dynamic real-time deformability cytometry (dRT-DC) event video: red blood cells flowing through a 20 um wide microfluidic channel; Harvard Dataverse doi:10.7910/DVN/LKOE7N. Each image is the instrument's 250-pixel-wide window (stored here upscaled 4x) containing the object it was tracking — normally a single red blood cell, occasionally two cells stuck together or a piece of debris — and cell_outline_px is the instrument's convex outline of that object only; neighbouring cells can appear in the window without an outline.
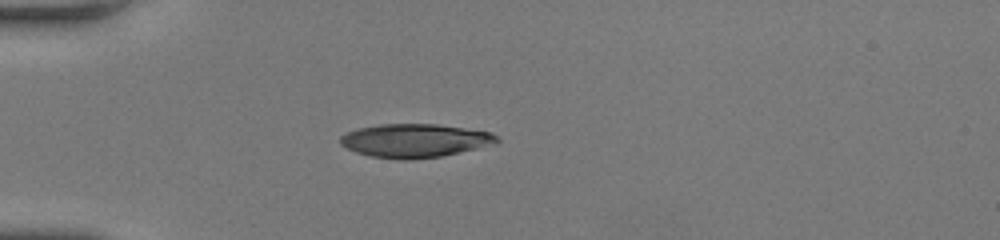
{"species": "human", "species_latin": "Homo sapiens", "temperature_condition": "room temperature", "stored_images_in_passage": 40, "camera_frame_rate_fps": 3000, "um_per_image_px": 0.085, "donor": {"sex": "female"}, "frame": {"image": 1, "passage_image": 1, "time_ms": 0.0, "image_size_px": [1000, 240], "cell_outline_px": [[500, 140], [496, 144], [440, 156], [404, 160], [400, 160], [372, 156], [356, 152], [340, 144], [340, 136], [356, 128], [380, 124], [436, 124], [492, 132]], "centroid_in_image_um": [35.26, 11.94], "position_along_channel_um": 49.7, "area_um2": 30.46}}
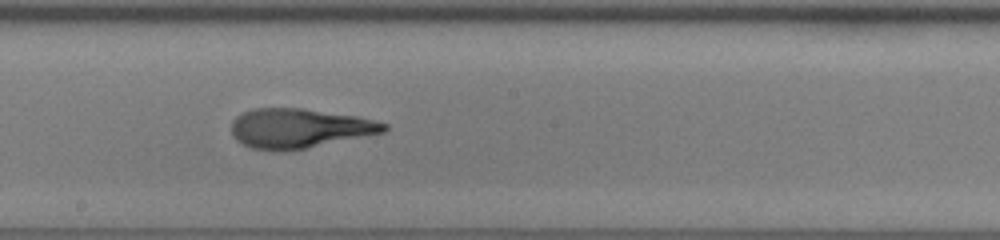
{"frame": {"image": 2, "passage_image": 17, "time_ms": 5.333, "image_size_px": [1000, 240], "cell_outline_px": [[388, 128], [384, 132], [304, 148], [252, 148], [236, 140], [232, 136], [232, 120], [236, 116], [252, 108], [300, 108], [356, 116], [388, 124]], "centroid_in_image_um": [25.42, 10.86], "position_along_channel_um": 222.8, "area_um2": 34.04}}
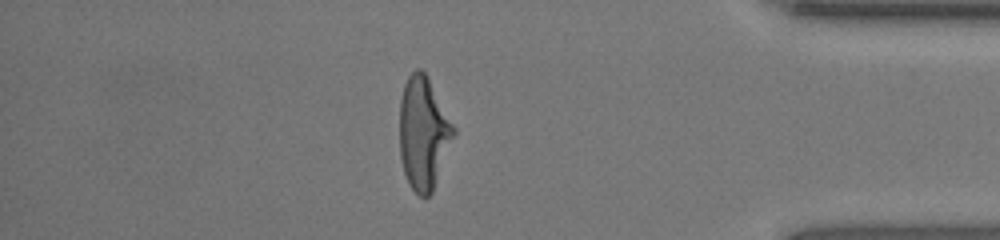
{"frame": {"image": 3, "passage_image": 33, "time_ms": 10.667, "image_size_px": [1000, 240], "cell_outline_px": [[456, 132], [432, 192], [424, 200], [408, 184], [404, 172], [400, 156], [400, 100], [404, 84], [408, 76], [416, 68], [420, 68], [428, 76], [456, 128]], "centroid_in_image_um": [35.99, 11.3], "position_along_channel_um": 399.2, "area_um2": 35.6}, "authors_computed_cell_mechanics": {"area_um2": 34.969, "velocity_mm_per_s": 3.8287, "shape_relaxation_time_tau1_ms": 8.6244, "shape_relaxation_time_tau2_ms": 1.2526, "deformation_change_tau1": 0.3374, "deformation_change_tau2": 0.0888}}